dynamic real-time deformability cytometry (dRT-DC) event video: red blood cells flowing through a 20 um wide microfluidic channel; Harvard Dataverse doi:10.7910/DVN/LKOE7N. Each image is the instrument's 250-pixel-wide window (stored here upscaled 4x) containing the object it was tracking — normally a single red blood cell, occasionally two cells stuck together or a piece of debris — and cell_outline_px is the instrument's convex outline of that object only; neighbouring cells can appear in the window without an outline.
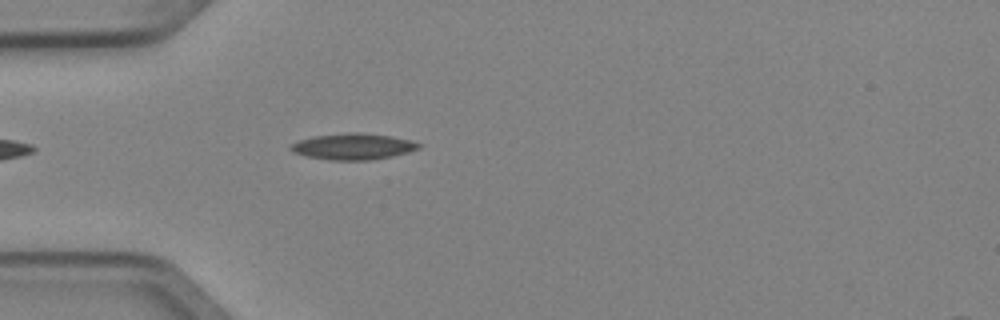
{"species": "Egyptian fruit bat (a non-hibernating species)", "species_latin": "Rousettus aegyptiacus", "temperature_condition": "cold", "stored_images_in_passage": 2, "camera_frame_rate_fps": 3000, "um_per_image_px": 0.085, "animal": {"sex": "female"}, "frame": {"image": 1, "passage_image": 2, "time_ms": 0.333, "image_size_px": [1000, 320], "cell_outline_px": [[420, 148], [408, 152], [392, 156], [372, 160], [332, 160], [308, 156], [292, 152], [288, 148], [292, 144], [300, 140], [312, 136], [352, 132], [356, 132], [388, 136], [408, 140], [420, 144]], "centroid_in_image_um": [29.98, 12.46], "position_along_channel_um": 55.0, "area_um2": 19.25}}